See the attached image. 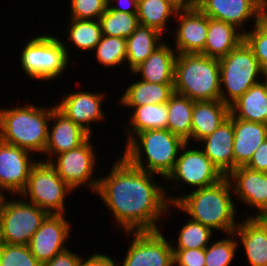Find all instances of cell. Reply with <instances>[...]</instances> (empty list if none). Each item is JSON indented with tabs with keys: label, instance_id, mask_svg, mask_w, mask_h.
Here are the masks:
<instances>
[{
	"label": "cell",
	"instance_id": "obj_1",
	"mask_svg": "<svg viewBox=\"0 0 267 266\" xmlns=\"http://www.w3.org/2000/svg\"><path fill=\"white\" fill-rule=\"evenodd\" d=\"M110 171L99 178L96 194L110 209L118 227L125 232L160 230L157 226L161 216L169 213L173 204L165 187L155 182V174L133 166L122 154Z\"/></svg>",
	"mask_w": 267,
	"mask_h": 266
},
{
	"label": "cell",
	"instance_id": "obj_2",
	"mask_svg": "<svg viewBox=\"0 0 267 266\" xmlns=\"http://www.w3.org/2000/svg\"><path fill=\"white\" fill-rule=\"evenodd\" d=\"M230 191L232 192L233 188L225 176L219 182L204 188L193 189L189 194L167 197L175 208L186 212L191 220L211 230L216 229L229 235L234 232L239 223L235 222L237 210Z\"/></svg>",
	"mask_w": 267,
	"mask_h": 266
},
{
	"label": "cell",
	"instance_id": "obj_3",
	"mask_svg": "<svg viewBox=\"0 0 267 266\" xmlns=\"http://www.w3.org/2000/svg\"><path fill=\"white\" fill-rule=\"evenodd\" d=\"M126 143L122 156L130 164L163 178L173 170L179 153L186 144L181 137L174 135L168 129L139 132ZM143 152L146 154L145 158ZM143 159L146 160V167Z\"/></svg>",
	"mask_w": 267,
	"mask_h": 266
},
{
	"label": "cell",
	"instance_id": "obj_4",
	"mask_svg": "<svg viewBox=\"0 0 267 266\" xmlns=\"http://www.w3.org/2000/svg\"><path fill=\"white\" fill-rule=\"evenodd\" d=\"M52 111L53 107H39L33 103L9 109L2 108L0 140L32 153H44Z\"/></svg>",
	"mask_w": 267,
	"mask_h": 266
},
{
	"label": "cell",
	"instance_id": "obj_5",
	"mask_svg": "<svg viewBox=\"0 0 267 266\" xmlns=\"http://www.w3.org/2000/svg\"><path fill=\"white\" fill-rule=\"evenodd\" d=\"M174 92L193 101L220 100L219 59L200 53L177 54Z\"/></svg>",
	"mask_w": 267,
	"mask_h": 266
},
{
	"label": "cell",
	"instance_id": "obj_6",
	"mask_svg": "<svg viewBox=\"0 0 267 266\" xmlns=\"http://www.w3.org/2000/svg\"><path fill=\"white\" fill-rule=\"evenodd\" d=\"M219 65L220 100L228 106L261 81L263 72L251 48L244 40L226 56L220 58Z\"/></svg>",
	"mask_w": 267,
	"mask_h": 266
},
{
	"label": "cell",
	"instance_id": "obj_7",
	"mask_svg": "<svg viewBox=\"0 0 267 266\" xmlns=\"http://www.w3.org/2000/svg\"><path fill=\"white\" fill-rule=\"evenodd\" d=\"M65 44L49 34L30 39L22 49L20 58L25 75L39 81L54 80L63 75L70 57Z\"/></svg>",
	"mask_w": 267,
	"mask_h": 266
},
{
	"label": "cell",
	"instance_id": "obj_8",
	"mask_svg": "<svg viewBox=\"0 0 267 266\" xmlns=\"http://www.w3.org/2000/svg\"><path fill=\"white\" fill-rule=\"evenodd\" d=\"M72 191L74 190L59 177L49 162L39 159L32 167L26 187L19 195L21 198L27 197V202L44 209L48 214H64L66 195H70Z\"/></svg>",
	"mask_w": 267,
	"mask_h": 266
},
{
	"label": "cell",
	"instance_id": "obj_9",
	"mask_svg": "<svg viewBox=\"0 0 267 266\" xmlns=\"http://www.w3.org/2000/svg\"><path fill=\"white\" fill-rule=\"evenodd\" d=\"M48 213L23 199L4 200L0 204L2 243L29 245Z\"/></svg>",
	"mask_w": 267,
	"mask_h": 266
},
{
	"label": "cell",
	"instance_id": "obj_10",
	"mask_svg": "<svg viewBox=\"0 0 267 266\" xmlns=\"http://www.w3.org/2000/svg\"><path fill=\"white\" fill-rule=\"evenodd\" d=\"M90 138L91 136L78 147L56 155V159L55 157L50 160L45 159V162H49L56 169L59 177L73 190L76 191L78 187L84 185L96 193L99 178L94 176V167L97 162L94 145L90 142Z\"/></svg>",
	"mask_w": 267,
	"mask_h": 266
},
{
	"label": "cell",
	"instance_id": "obj_11",
	"mask_svg": "<svg viewBox=\"0 0 267 266\" xmlns=\"http://www.w3.org/2000/svg\"><path fill=\"white\" fill-rule=\"evenodd\" d=\"M188 146L189 143H186L182 147L173 170L165 178L172 182L171 185L174 182L176 185L174 188L180 186V183H185L197 189L204 188L219 182L225 177L203 153V148L189 149Z\"/></svg>",
	"mask_w": 267,
	"mask_h": 266
},
{
	"label": "cell",
	"instance_id": "obj_12",
	"mask_svg": "<svg viewBox=\"0 0 267 266\" xmlns=\"http://www.w3.org/2000/svg\"><path fill=\"white\" fill-rule=\"evenodd\" d=\"M126 233L133 240L121 266H174L171 241L160 230Z\"/></svg>",
	"mask_w": 267,
	"mask_h": 266
},
{
	"label": "cell",
	"instance_id": "obj_13",
	"mask_svg": "<svg viewBox=\"0 0 267 266\" xmlns=\"http://www.w3.org/2000/svg\"><path fill=\"white\" fill-rule=\"evenodd\" d=\"M64 215L48 214L32 235L29 248L41 265L68 249L66 242L71 234V224Z\"/></svg>",
	"mask_w": 267,
	"mask_h": 266
},
{
	"label": "cell",
	"instance_id": "obj_14",
	"mask_svg": "<svg viewBox=\"0 0 267 266\" xmlns=\"http://www.w3.org/2000/svg\"><path fill=\"white\" fill-rule=\"evenodd\" d=\"M32 152L0 140V190L19 195L26 187L30 171L38 161Z\"/></svg>",
	"mask_w": 267,
	"mask_h": 266
},
{
	"label": "cell",
	"instance_id": "obj_15",
	"mask_svg": "<svg viewBox=\"0 0 267 266\" xmlns=\"http://www.w3.org/2000/svg\"><path fill=\"white\" fill-rule=\"evenodd\" d=\"M209 18L224 21L239 30L253 18L259 23L267 13V8L259 0H198L196 5Z\"/></svg>",
	"mask_w": 267,
	"mask_h": 266
},
{
	"label": "cell",
	"instance_id": "obj_16",
	"mask_svg": "<svg viewBox=\"0 0 267 266\" xmlns=\"http://www.w3.org/2000/svg\"><path fill=\"white\" fill-rule=\"evenodd\" d=\"M175 18L179 21L174 40L176 53H201L207 39L208 16L197 6H182Z\"/></svg>",
	"mask_w": 267,
	"mask_h": 266
},
{
	"label": "cell",
	"instance_id": "obj_17",
	"mask_svg": "<svg viewBox=\"0 0 267 266\" xmlns=\"http://www.w3.org/2000/svg\"><path fill=\"white\" fill-rule=\"evenodd\" d=\"M227 178L238 196L236 200L241 199L250 208L257 209L258 214L254 217H263L267 213V173L241 166L234 169Z\"/></svg>",
	"mask_w": 267,
	"mask_h": 266
},
{
	"label": "cell",
	"instance_id": "obj_18",
	"mask_svg": "<svg viewBox=\"0 0 267 266\" xmlns=\"http://www.w3.org/2000/svg\"><path fill=\"white\" fill-rule=\"evenodd\" d=\"M104 98L103 93L72 90V93L63 97L56 107L92 135L91 122L104 121L105 118L101 107Z\"/></svg>",
	"mask_w": 267,
	"mask_h": 266
},
{
	"label": "cell",
	"instance_id": "obj_19",
	"mask_svg": "<svg viewBox=\"0 0 267 266\" xmlns=\"http://www.w3.org/2000/svg\"><path fill=\"white\" fill-rule=\"evenodd\" d=\"M50 121L53 123L51 129H48V140L44 151L49 158L78 147L91 136L63 114L56 105L53 107Z\"/></svg>",
	"mask_w": 267,
	"mask_h": 266
},
{
	"label": "cell",
	"instance_id": "obj_20",
	"mask_svg": "<svg viewBox=\"0 0 267 266\" xmlns=\"http://www.w3.org/2000/svg\"><path fill=\"white\" fill-rule=\"evenodd\" d=\"M200 142H204L202 144L205 145L202 150L203 153L224 176H228L234 170L233 115L230 113L226 121Z\"/></svg>",
	"mask_w": 267,
	"mask_h": 266
},
{
	"label": "cell",
	"instance_id": "obj_21",
	"mask_svg": "<svg viewBox=\"0 0 267 266\" xmlns=\"http://www.w3.org/2000/svg\"><path fill=\"white\" fill-rule=\"evenodd\" d=\"M245 219L233 233L241 241L250 266H267V222L251 215Z\"/></svg>",
	"mask_w": 267,
	"mask_h": 266
},
{
	"label": "cell",
	"instance_id": "obj_22",
	"mask_svg": "<svg viewBox=\"0 0 267 266\" xmlns=\"http://www.w3.org/2000/svg\"><path fill=\"white\" fill-rule=\"evenodd\" d=\"M234 169L246 166L256 149L267 138V124L245 121L233 116Z\"/></svg>",
	"mask_w": 267,
	"mask_h": 266
},
{
	"label": "cell",
	"instance_id": "obj_23",
	"mask_svg": "<svg viewBox=\"0 0 267 266\" xmlns=\"http://www.w3.org/2000/svg\"><path fill=\"white\" fill-rule=\"evenodd\" d=\"M230 116V106L221 100L195 101L192 113L191 140L210 135Z\"/></svg>",
	"mask_w": 267,
	"mask_h": 266
},
{
	"label": "cell",
	"instance_id": "obj_24",
	"mask_svg": "<svg viewBox=\"0 0 267 266\" xmlns=\"http://www.w3.org/2000/svg\"><path fill=\"white\" fill-rule=\"evenodd\" d=\"M162 43L132 74H141L144 81L158 84H174L176 51Z\"/></svg>",
	"mask_w": 267,
	"mask_h": 266
},
{
	"label": "cell",
	"instance_id": "obj_25",
	"mask_svg": "<svg viewBox=\"0 0 267 266\" xmlns=\"http://www.w3.org/2000/svg\"><path fill=\"white\" fill-rule=\"evenodd\" d=\"M244 40V33L236 26L208 17L207 39L200 53L207 57L220 59Z\"/></svg>",
	"mask_w": 267,
	"mask_h": 266
},
{
	"label": "cell",
	"instance_id": "obj_26",
	"mask_svg": "<svg viewBox=\"0 0 267 266\" xmlns=\"http://www.w3.org/2000/svg\"><path fill=\"white\" fill-rule=\"evenodd\" d=\"M230 113L238 119L267 124V88L263 81L250 87L230 106Z\"/></svg>",
	"mask_w": 267,
	"mask_h": 266
},
{
	"label": "cell",
	"instance_id": "obj_27",
	"mask_svg": "<svg viewBox=\"0 0 267 266\" xmlns=\"http://www.w3.org/2000/svg\"><path fill=\"white\" fill-rule=\"evenodd\" d=\"M173 85L138 80L127 86L125 93L120 97L119 103L125 107L127 106L126 108L130 107V110L145 104L167 103L175 93Z\"/></svg>",
	"mask_w": 267,
	"mask_h": 266
},
{
	"label": "cell",
	"instance_id": "obj_28",
	"mask_svg": "<svg viewBox=\"0 0 267 266\" xmlns=\"http://www.w3.org/2000/svg\"><path fill=\"white\" fill-rule=\"evenodd\" d=\"M162 35L152 27L139 25L126 39V62H128L131 72L163 43Z\"/></svg>",
	"mask_w": 267,
	"mask_h": 266
},
{
	"label": "cell",
	"instance_id": "obj_29",
	"mask_svg": "<svg viewBox=\"0 0 267 266\" xmlns=\"http://www.w3.org/2000/svg\"><path fill=\"white\" fill-rule=\"evenodd\" d=\"M182 6L176 0H138L139 24L152 27L164 35L171 16H176Z\"/></svg>",
	"mask_w": 267,
	"mask_h": 266
},
{
	"label": "cell",
	"instance_id": "obj_30",
	"mask_svg": "<svg viewBox=\"0 0 267 266\" xmlns=\"http://www.w3.org/2000/svg\"><path fill=\"white\" fill-rule=\"evenodd\" d=\"M194 102L190 98L177 93H174L167 102V129L174 135L181 137L186 143L191 142Z\"/></svg>",
	"mask_w": 267,
	"mask_h": 266
},
{
	"label": "cell",
	"instance_id": "obj_31",
	"mask_svg": "<svg viewBox=\"0 0 267 266\" xmlns=\"http://www.w3.org/2000/svg\"><path fill=\"white\" fill-rule=\"evenodd\" d=\"M130 128L126 131L127 142L139 132L151 129H167L168 106L163 104H145L136 106L130 114Z\"/></svg>",
	"mask_w": 267,
	"mask_h": 266
},
{
	"label": "cell",
	"instance_id": "obj_32",
	"mask_svg": "<svg viewBox=\"0 0 267 266\" xmlns=\"http://www.w3.org/2000/svg\"><path fill=\"white\" fill-rule=\"evenodd\" d=\"M102 35L127 39L140 25L137 14H128L113 10L107 6L106 11L99 18Z\"/></svg>",
	"mask_w": 267,
	"mask_h": 266
},
{
	"label": "cell",
	"instance_id": "obj_33",
	"mask_svg": "<svg viewBox=\"0 0 267 266\" xmlns=\"http://www.w3.org/2000/svg\"><path fill=\"white\" fill-rule=\"evenodd\" d=\"M68 40L80 50L92 51L100 42L102 36L99 20L71 19Z\"/></svg>",
	"mask_w": 267,
	"mask_h": 266
},
{
	"label": "cell",
	"instance_id": "obj_34",
	"mask_svg": "<svg viewBox=\"0 0 267 266\" xmlns=\"http://www.w3.org/2000/svg\"><path fill=\"white\" fill-rule=\"evenodd\" d=\"M95 57L104 67L120 66L126 61V39L115 36L102 35L96 45Z\"/></svg>",
	"mask_w": 267,
	"mask_h": 266
},
{
	"label": "cell",
	"instance_id": "obj_35",
	"mask_svg": "<svg viewBox=\"0 0 267 266\" xmlns=\"http://www.w3.org/2000/svg\"><path fill=\"white\" fill-rule=\"evenodd\" d=\"M177 245L172 249H205L212 239V230L189 219L180 229Z\"/></svg>",
	"mask_w": 267,
	"mask_h": 266
},
{
	"label": "cell",
	"instance_id": "obj_36",
	"mask_svg": "<svg viewBox=\"0 0 267 266\" xmlns=\"http://www.w3.org/2000/svg\"><path fill=\"white\" fill-rule=\"evenodd\" d=\"M231 238H222L205 248V266H230L235 252L238 248V241L234 233L229 234Z\"/></svg>",
	"mask_w": 267,
	"mask_h": 266
},
{
	"label": "cell",
	"instance_id": "obj_37",
	"mask_svg": "<svg viewBox=\"0 0 267 266\" xmlns=\"http://www.w3.org/2000/svg\"><path fill=\"white\" fill-rule=\"evenodd\" d=\"M252 31H245L244 41L258 60L262 72L267 71V17L255 24Z\"/></svg>",
	"mask_w": 267,
	"mask_h": 266
},
{
	"label": "cell",
	"instance_id": "obj_38",
	"mask_svg": "<svg viewBox=\"0 0 267 266\" xmlns=\"http://www.w3.org/2000/svg\"><path fill=\"white\" fill-rule=\"evenodd\" d=\"M0 266H42L31 253L29 245H0Z\"/></svg>",
	"mask_w": 267,
	"mask_h": 266
},
{
	"label": "cell",
	"instance_id": "obj_39",
	"mask_svg": "<svg viewBox=\"0 0 267 266\" xmlns=\"http://www.w3.org/2000/svg\"><path fill=\"white\" fill-rule=\"evenodd\" d=\"M71 19L99 20L106 11L108 0H70Z\"/></svg>",
	"mask_w": 267,
	"mask_h": 266
},
{
	"label": "cell",
	"instance_id": "obj_40",
	"mask_svg": "<svg viewBox=\"0 0 267 266\" xmlns=\"http://www.w3.org/2000/svg\"><path fill=\"white\" fill-rule=\"evenodd\" d=\"M174 265L205 266V249H172Z\"/></svg>",
	"mask_w": 267,
	"mask_h": 266
},
{
	"label": "cell",
	"instance_id": "obj_41",
	"mask_svg": "<svg viewBox=\"0 0 267 266\" xmlns=\"http://www.w3.org/2000/svg\"><path fill=\"white\" fill-rule=\"evenodd\" d=\"M84 259V257L73 253L72 250L66 249L42 266H83Z\"/></svg>",
	"mask_w": 267,
	"mask_h": 266
},
{
	"label": "cell",
	"instance_id": "obj_42",
	"mask_svg": "<svg viewBox=\"0 0 267 266\" xmlns=\"http://www.w3.org/2000/svg\"><path fill=\"white\" fill-rule=\"evenodd\" d=\"M246 167L254 171L267 173V138L253 153V156Z\"/></svg>",
	"mask_w": 267,
	"mask_h": 266
},
{
	"label": "cell",
	"instance_id": "obj_43",
	"mask_svg": "<svg viewBox=\"0 0 267 266\" xmlns=\"http://www.w3.org/2000/svg\"><path fill=\"white\" fill-rule=\"evenodd\" d=\"M115 1L116 4L117 2L119 3V6L112 5ZM108 6L119 12H125L128 14L138 13V0H108Z\"/></svg>",
	"mask_w": 267,
	"mask_h": 266
},
{
	"label": "cell",
	"instance_id": "obj_44",
	"mask_svg": "<svg viewBox=\"0 0 267 266\" xmlns=\"http://www.w3.org/2000/svg\"><path fill=\"white\" fill-rule=\"evenodd\" d=\"M83 266H120L115 264V261L107 255L101 254L100 252L94 253L90 258L84 260Z\"/></svg>",
	"mask_w": 267,
	"mask_h": 266
},
{
	"label": "cell",
	"instance_id": "obj_45",
	"mask_svg": "<svg viewBox=\"0 0 267 266\" xmlns=\"http://www.w3.org/2000/svg\"><path fill=\"white\" fill-rule=\"evenodd\" d=\"M181 6H196L198 0H176Z\"/></svg>",
	"mask_w": 267,
	"mask_h": 266
},
{
	"label": "cell",
	"instance_id": "obj_46",
	"mask_svg": "<svg viewBox=\"0 0 267 266\" xmlns=\"http://www.w3.org/2000/svg\"><path fill=\"white\" fill-rule=\"evenodd\" d=\"M262 78H264V80H263V82L265 83V85H266V88H267V71H265V72H263V74H262Z\"/></svg>",
	"mask_w": 267,
	"mask_h": 266
},
{
	"label": "cell",
	"instance_id": "obj_47",
	"mask_svg": "<svg viewBox=\"0 0 267 266\" xmlns=\"http://www.w3.org/2000/svg\"><path fill=\"white\" fill-rule=\"evenodd\" d=\"M2 244V221L0 216V245Z\"/></svg>",
	"mask_w": 267,
	"mask_h": 266
},
{
	"label": "cell",
	"instance_id": "obj_48",
	"mask_svg": "<svg viewBox=\"0 0 267 266\" xmlns=\"http://www.w3.org/2000/svg\"><path fill=\"white\" fill-rule=\"evenodd\" d=\"M2 191H0V204L2 203V201L4 200L5 196L2 194Z\"/></svg>",
	"mask_w": 267,
	"mask_h": 266
},
{
	"label": "cell",
	"instance_id": "obj_49",
	"mask_svg": "<svg viewBox=\"0 0 267 266\" xmlns=\"http://www.w3.org/2000/svg\"><path fill=\"white\" fill-rule=\"evenodd\" d=\"M267 8V0H259Z\"/></svg>",
	"mask_w": 267,
	"mask_h": 266
},
{
	"label": "cell",
	"instance_id": "obj_50",
	"mask_svg": "<svg viewBox=\"0 0 267 266\" xmlns=\"http://www.w3.org/2000/svg\"><path fill=\"white\" fill-rule=\"evenodd\" d=\"M263 218H264L265 221L267 222V213L263 216Z\"/></svg>",
	"mask_w": 267,
	"mask_h": 266
}]
</instances>
